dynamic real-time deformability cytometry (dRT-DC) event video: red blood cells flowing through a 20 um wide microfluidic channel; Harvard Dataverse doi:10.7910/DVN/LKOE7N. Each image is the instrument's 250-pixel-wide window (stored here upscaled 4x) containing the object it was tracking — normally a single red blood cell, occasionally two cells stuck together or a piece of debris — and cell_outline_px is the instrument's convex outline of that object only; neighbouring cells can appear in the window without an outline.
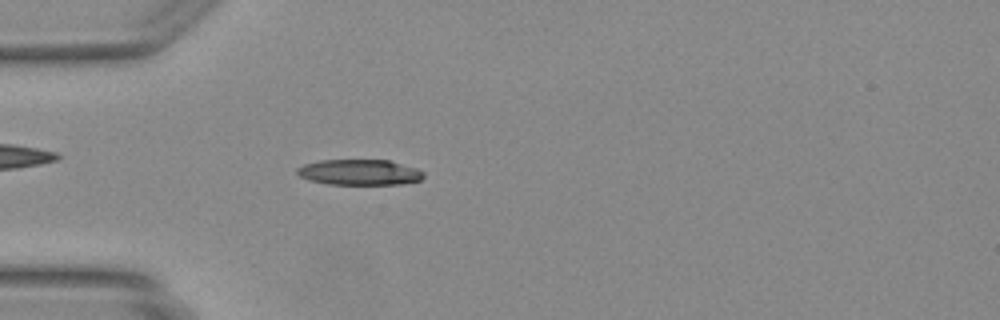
{"species": "Egyptian fruit bat (a non-hibernating species)", "species_latin": "Rousettus aegyptiacus", "temperature_condition": "warm", "stored_images_in_passage": 47, "camera_frame_rate_fps": 3000, "um_per_image_px": 0.085, "animal": {"sex": "female"}, "frame": {"image": 1, "passage_image": 14, "time_ms": 4.333, "image_size_px": [1000, 320], "cell_outline_px": [[424, 176], [420, 180], [400, 184], [328, 184], [308, 180], [300, 176], [296, 172], [296, 168], [304, 164], [320, 160], [388, 160], [416, 168], [424, 172]], "centroid_in_image_um": [30.53, 14.64], "position_along_channel_um": 54.5, "area_um2": 18.84}}